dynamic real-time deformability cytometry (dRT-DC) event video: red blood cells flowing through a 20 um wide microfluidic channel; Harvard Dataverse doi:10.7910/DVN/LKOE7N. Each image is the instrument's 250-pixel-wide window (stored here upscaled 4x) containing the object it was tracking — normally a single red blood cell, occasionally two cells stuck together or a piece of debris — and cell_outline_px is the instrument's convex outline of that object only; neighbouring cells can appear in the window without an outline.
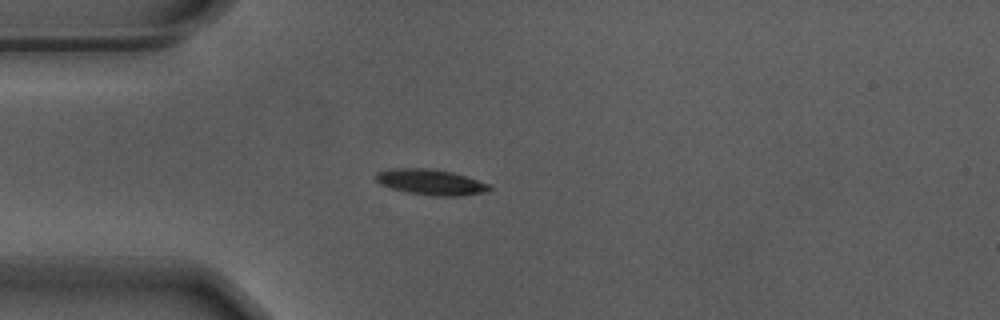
{"species": "Egyptian fruit bat (a non-hibernating species)", "species_latin": "Rousettus aegyptiacus", "temperature_condition": "warm", "stored_images_in_passage": 42, "camera_frame_rate_fps": 3000, "um_per_image_px": 0.085, "animal": {"sex": "male"}, "frame": {"image": 1, "passage_image": 1, "time_ms": 0.0, "image_size_px": [1000, 320], "cell_outline_px": [[492, 188], [484, 192], [460, 196], [432, 196], [408, 192], [392, 188], [380, 184], [372, 176], [376, 172], [396, 168], [428, 168], [452, 172], [488, 184]], "centroid_in_image_um": [36.56, 15.48], "position_along_channel_um": 48.4, "area_um2": 16.82}}
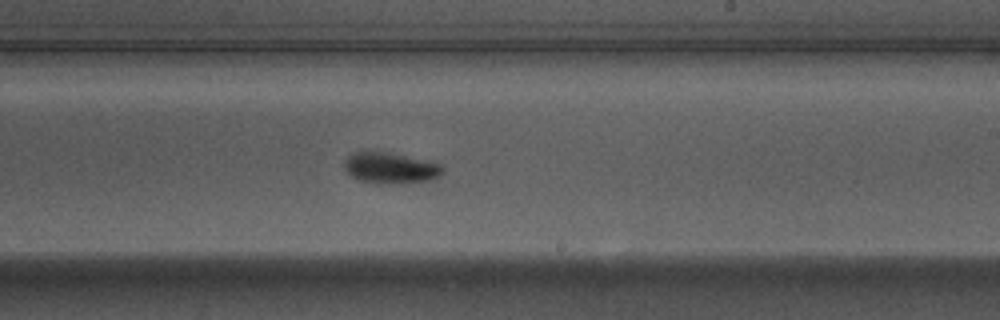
{"frame": {"image": 2, "passage_image": 19, "time_ms": 6.0, "image_size_px": [1000, 320], "cell_outline_px": [[444, 172], [440, 176], [432, 180], [396, 184], [380, 184], [356, 180], [344, 168], [344, 160], [352, 152], [384, 152], [432, 160], [440, 164], [444, 168]], "centroid_in_image_um": [33.23, 14.29], "position_along_channel_um": 255.8, "area_um2": 18.15}}
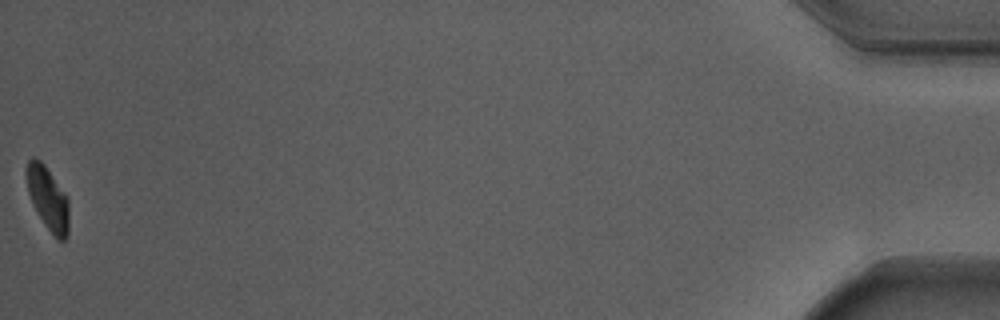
{"frame": {"image": 3, "passage_image": 42, "time_ms": 13.667, "image_size_px": [1000, 320], "cell_outline_px": [[68, 232], [64, 240], [60, 240], [48, 228], [32, 204], [28, 192], [24, 172], [28, 160], [40, 160], [44, 164], [68, 196]], "centroid_in_image_um": [4.05, 16.81], "position_along_channel_um": 431.1, "area_um2": 15.43}, "authors_computed_cell_mechanics": {"area_um2": 16.9643, "velocity_mm_per_s": 3.6661, "shape_relaxation_time_tau1_ms": 2.9811, "shape_relaxation_time_tau2_ms": null, "deformation_change_tau1": 0.1531, "deformation_change_tau2": null}}